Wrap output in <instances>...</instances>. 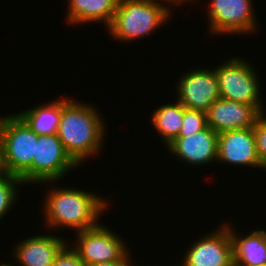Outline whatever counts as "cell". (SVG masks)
<instances>
[{
	"label": "cell",
	"mask_w": 266,
	"mask_h": 266,
	"mask_svg": "<svg viewBox=\"0 0 266 266\" xmlns=\"http://www.w3.org/2000/svg\"><path fill=\"white\" fill-rule=\"evenodd\" d=\"M59 235L36 234L15 244L12 257L14 266H52L55 257L68 243ZM17 264V265H16Z\"/></svg>",
	"instance_id": "obj_14"
},
{
	"label": "cell",
	"mask_w": 266,
	"mask_h": 266,
	"mask_svg": "<svg viewBox=\"0 0 266 266\" xmlns=\"http://www.w3.org/2000/svg\"><path fill=\"white\" fill-rule=\"evenodd\" d=\"M170 102L157 107L153 111L150 120L165 147L178 137L185 108L178 100Z\"/></svg>",
	"instance_id": "obj_18"
},
{
	"label": "cell",
	"mask_w": 266,
	"mask_h": 266,
	"mask_svg": "<svg viewBox=\"0 0 266 266\" xmlns=\"http://www.w3.org/2000/svg\"><path fill=\"white\" fill-rule=\"evenodd\" d=\"M49 187L43 200L42 214L48 230L73 229L79 232L97 226L110 203L106 197L77 188ZM61 187V188H60ZM105 211V212H104Z\"/></svg>",
	"instance_id": "obj_1"
},
{
	"label": "cell",
	"mask_w": 266,
	"mask_h": 266,
	"mask_svg": "<svg viewBox=\"0 0 266 266\" xmlns=\"http://www.w3.org/2000/svg\"><path fill=\"white\" fill-rule=\"evenodd\" d=\"M170 4L177 6L173 0H119L107 31L113 40L123 43L149 38L170 20Z\"/></svg>",
	"instance_id": "obj_3"
},
{
	"label": "cell",
	"mask_w": 266,
	"mask_h": 266,
	"mask_svg": "<svg viewBox=\"0 0 266 266\" xmlns=\"http://www.w3.org/2000/svg\"><path fill=\"white\" fill-rule=\"evenodd\" d=\"M70 97L56 98L50 103L16 113L37 135L56 134L63 106Z\"/></svg>",
	"instance_id": "obj_17"
},
{
	"label": "cell",
	"mask_w": 266,
	"mask_h": 266,
	"mask_svg": "<svg viewBox=\"0 0 266 266\" xmlns=\"http://www.w3.org/2000/svg\"><path fill=\"white\" fill-rule=\"evenodd\" d=\"M259 114L252 105L220 98L206 111L207 126L217 134L252 128Z\"/></svg>",
	"instance_id": "obj_13"
},
{
	"label": "cell",
	"mask_w": 266,
	"mask_h": 266,
	"mask_svg": "<svg viewBox=\"0 0 266 266\" xmlns=\"http://www.w3.org/2000/svg\"><path fill=\"white\" fill-rule=\"evenodd\" d=\"M255 135L256 150L261 166L266 171V112L258 115L253 127Z\"/></svg>",
	"instance_id": "obj_21"
},
{
	"label": "cell",
	"mask_w": 266,
	"mask_h": 266,
	"mask_svg": "<svg viewBox=\"0 0 266 266\" xmlns=\"http://www.w3.org/2000/svg\"><path fill=\"white\" fill-rule=\"evenodd\" d=\"M242 58L235 56L214 67L220 96L222 99L252 105L262 113L266 107L262 103L257 69L246 58Z\"/></svg>",
	"instance_id": "obj_4"
},
{
	"label": "cell",
	"mask_w": 266,
	"mask_h": 266,
	"mask_svg": "<svg viewBox=\"0 0 266 266\" xmlns=\"http://www.w3.org/2000/svg\"><path fill=\"white\" fill-rule=\"evenodd\" d=\"M168 153L187 165L204 166L215 164L218 157V134L207 126L188 137H177L166 146Z\"/></svg>",
	"instance_id": "obj_11"
},
{
	"label": "cell",
	"mask_w": 266,
	"mask_h": 266,
	"mask_svg": "<svg viewBox=\"0 0 266 266\" xmlns=\"http://www.w3.org/2000/svg\"><path fill=\"white\" fill-rule=\"evenodd\" d=\"M66 22L79 24L104 23L108 28L119 0H67Z\"/></svg>",
	"instance_id": "obj_16"
},
{
	"label": "cell",
	"mask_w": 266,
	"mask_h": 266,
	"mask_svg": "<svg viewBox=\"0 0 266 266\" xmlns=\"http://www.w3.org/2000/svg\"><path fill=\"white\" fill-rule=\"evenodd\" d=\"M99 111L94 104L77 99H70L62 108L57 135L78 165L102 151L107 123Z\"/></svg>",
	"instance_id": "obj_2"
},
{
	"label": "cell",
	"mask_w": 266,
	"mask_h": 266,
	"mask_svg": "<svg viewBox=\"0 0 266 266\" xmlns=\"http://www.w3.org/2000/svg\"><path fill=\"white\" fill-rule=\"evenodd\" d=\"M217 162L265 170L257 154L253 127L218 134Z\"/></svg>",
	"instance_id": "obj_12"
},
{
	"label": "cell",
	"mask_w": 266,
	"mask_h": 266,
	"mask_svg": "<svg viewBox=\"0 0 266 266\" xmlns=\"http://www.w3.org/2000/svg\"><path fill=\"white\" fill-rule=\"evenodd\" d=\"M108 225L101 222L87 230L76 232L71 247L78 253L85 266L121 260L129 251L124 238L119 237ZM122 238V239H121Z\"/></svg>",
	"instance_id": "obj_7"
},
{
	"label": "cell",
	"mask_w": 266,
	"mask_h": 266,
	"mask_svg": "<svg viewBox=\"0 0 266 266\" xmlns=\"http://www.w3.org/2000/svg\"><path fill=\"white\" fill-rule=\"evenodd\" d=\"M6 174H9V172L5 163L4 143L2 137L0 136V176Z\"/></svg>",
	"instance_id": "obj_24"
},
{
	"label": "cell",
	"mask_w": 266,
	"mask_h": 266,
	"mask_svg": "<svg viewBox=\"0 0 266 266\" xmlns=\"http://www.w3.org/2000/svg\"><path fill=\"white\" fill-rule=\"evenodd\" d=\"M1 137L8 172L20 177L32 165L38 135L13 113L5 118Z\"/></svg>",
	"instance_id": "obj_8"
},
{
	"label": "cell",
	"mask_w": 266,
	"mask_h": 266,
	"mask_svg": "<svg viewBox=\"0 0 266 266\" xmlns=\"http://www.w3.org/2000/svg\"><path fill=\"white\" fill-rule=\"evenodd\" d=\"M52 266H85L78 253L67 243L54 259Z\"/></svg>",
	"instance_id": "obj_22"
},
{
	"label": "cell",
	"mask_w": 266,
	"mask_h": 266,
	"mask_svg": "<svg viewBox=\"0 0 266 266\" xmlns=\"http://www.w3.org/2000/svg\"><path fill=\"white\" fill-rule=\"evenodd\" d=\"M183 123L178 137H188L207 127L206 112L184 108Z\"/></svg>",
	"instance_id": "obj_20"
},
{
	"label": "cell",
	"mask_w": 266,
	"mask_h": 266,
	"mask_svg": "<svg viewBox=\"0 0 266 266\" xmlns=\"http://www.w3.org/2000/svg\"><path fill=\"white\" fill-rule=\"evenodd\" d=\"M79 165L64 149L57 133L38 135L32 165L20 176L26 184H52L64 179ZM51 182V183H50Z\"/></svg>",
	"instance_id": "obj_5"
},
{
	"label": "cell",
	"mask_w": 266,
	"mask_h": 266,
	"mask_svg": "<svg viewBox=\"0 0 266 266\" xmlns=\"http://www.w3.org/2000/svg\"><path fill=\"white\" fill-rule=\"evenodd\" d=\"M131 252H128L121 260L114 262H102L98 264H93L91 266H137L133 264V259L131 260Z\"/></svg>",
	"instance_id": "obj_23"
},
{
	"label": "cell",
	"mask_w": 266,
	"mask_h": 266,
	"mask_svg": "<svg viewBox=\"0 0 266 266\" xmlns=\"http://www.w3.org/2000/svg\"><path fill=\"white\" fill-rule=\"evenodd\" d=\"M176 81V99L185 108L206 112L221 98L214 68H191Z\"/></svg>",
	"instance_id": "obj_10"
},
{
	"label": "cell",
	"mask_w": 266,
	"mask_h": 266,
	"mask_svg": "<svg viewBox=\"0 0 266 266\" xmlns=\"http://www.w3.org/2000/svg\"><path fill=\"white\" fill-rule=\"evenodd\" d=\"M0 266H14V264H12V262L11 263H7V262L3 263V261H1Z\"/></svg>",
	"instance_id": "obj_27"
},
{
	"label": "cell",
	"mask_w": 266,
	"mask_h": 266,
	"mask_svg": "<svg viewBox=\"0 0 266 266\" xmlns=\"http://www.w3.org/2000/svg\"><path fill=\"white\" fill-rule=\"evenodd\" d=\"M6 117L7 114L5 116H0V136H1L2 126Z\"/></svg>",
	"instance_id": "obj_26"
},
{
	"label": "cell",
	"mask_w": 266,
	"mask_h": 266,
	"mask_svg": "<svg viewBox=\"0 0 266 266\" xmlns=\"http://www.w3.org/2000/svg\"><path fill=\"white\" fill-rule=\"evenodd\" d=\"M177 5L179 4L180 6H182L184 3H194V0H173ZM183 3V4H182Z\"/></svg>",
	"instance_id": "obj_25"
},
{
	"label": "cell",
	"mask_w": 266,
	"mask_h": 266,
	"mask_svg": "<svg viewBox=\"0 0 266 266\" xmlns=\"http://www.w3.org/2000/svg\"><path fill=\"white\" fill-rule=\"evenodd\" d=\"M199 2V0H194ZM207 20L214 36L257 33L258 23L252 0H209ZM224 34V35H223Z\"/></svg>",
	"instance_id": "obj_6"
},
{
	"label": "cell",
	"mask_w": 266,
	"mask_h": 266,
	"mask_svg": "<svg viewBox=\"0 0 266 266\" xmlns=\"http://www.w3.org/2000/svg\"><path fill=\"white\" fill-rule=\"evenodd\" d=\"M198 238L188 246L178 266H234L233 242L224 222Z\"/></svg>",
	"instance_id": "obj_9"
},
{
	"label": "cell",
	"mask_w": 266,
	"mask_h": 266,
	"mask_svg": "<svg viewBox=\"0 0 266 266\" xmlns=\"http://www.w3.org/2000/svg\"><path fill=\"white\" fill-rule=\"evenodd\" d=\"M229 227L233 242L234 266H266V231L265 229L251 230L247 235L238 234L231 225Z\"/></svg>",
	"instance_id": "obj_15"
},
{
	"label": "cell",
	"mask_w": 266,
	"mask_h": 266,
	"mask_svg": "<svg viewBox=\"0 0 266 266\" xmlns=\"http://www.w3.org/2000/svg\"><path fill=\"white\" fill-rule=\"evenodd\" d=\"M21 185L24 183L20 177L11 174L0 176V221L16 206Z\"/></svg>",
	"instance_id": "obj_19"
}]
</instances>
